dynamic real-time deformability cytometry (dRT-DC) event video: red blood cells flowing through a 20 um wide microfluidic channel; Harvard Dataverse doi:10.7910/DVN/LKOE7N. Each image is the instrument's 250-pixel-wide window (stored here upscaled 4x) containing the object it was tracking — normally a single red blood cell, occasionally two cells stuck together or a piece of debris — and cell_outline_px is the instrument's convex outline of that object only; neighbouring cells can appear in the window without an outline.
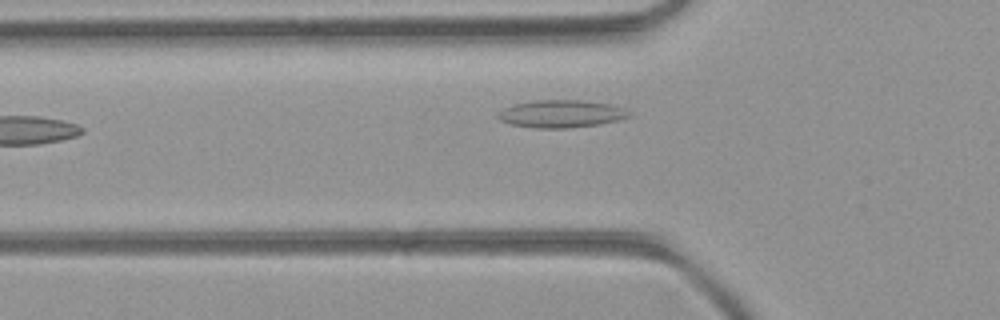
{"species": "common noctule bat (a hibernating species)", "species_latin": "Nyctalus noctula", "temperature_condition": "room temperature", "stored_images_in_passage": 20, "camera_frame_rate_fps": 3000, "um_per_image_px": 0.085, "animal": {"sex": "female", "body_mass_g": 21.9}, "frame": {"image": 1, "passage_image": 2, "time_ms": 0.333, "image_size_px": [1000, 320], "cell_outline_px": [[628, 116], [616, 120], [600, 124], [568, 128], [536, 128], [508, 124], [500, 120], [496, 116], [496, 112], [512, 104], [536, 100], [580, 100], [608, 104], [624, 108], [628, 112]], "centroid_in_image_um": [47.6, 9.67], "position_along_channel_um": 78.2, "area_um2": 20.98}}
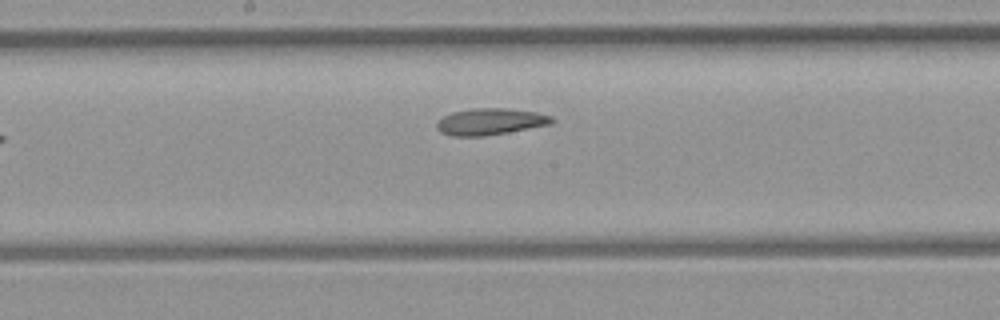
{"frame": {"image": 2, "passage_image": 11, "time_ms": 3.333, "image_size_px": [1000, 320], "cell_outline_px": [[556, 120], [552, 124], [508, 132], [484, 136], [452, 136], [440, 132], [436, 128], [436, 124], [444, 116], [452, 112], [472, 108], [508, 108], [536, 112], [552, 116]], "centroid_in_image_um": [41.7, 10.33], "position_along_channel_um": 206.5, "area_um2": 17.92}}
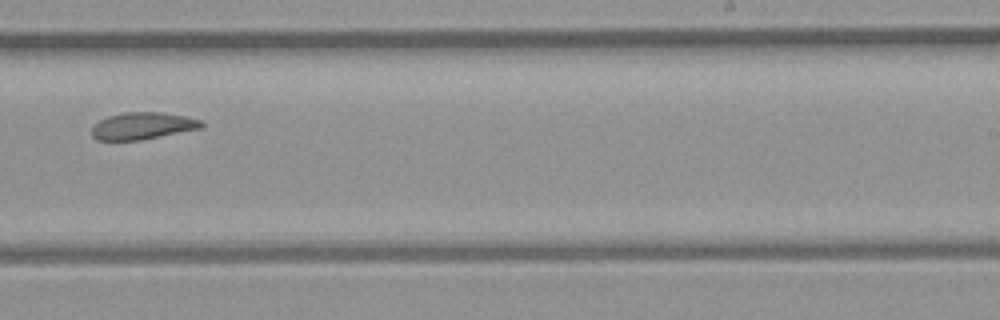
{"frame": {"image": 3, "passage_image": 16, "time_ms": 5.0, "image_size_px": [1000, 320], "cell_outline_px": [[204, 124], [200, 128], [140, 140], [96, 140], [92, 136], [92, 128], [100, 120], [108, 116], [124, 112], [160, 112], [184, 116], [200, 120]], "centroid_in_image_um": [12.09, 10.7], "position_along_channel_um": 276.9, "area_um2": 16.99}}